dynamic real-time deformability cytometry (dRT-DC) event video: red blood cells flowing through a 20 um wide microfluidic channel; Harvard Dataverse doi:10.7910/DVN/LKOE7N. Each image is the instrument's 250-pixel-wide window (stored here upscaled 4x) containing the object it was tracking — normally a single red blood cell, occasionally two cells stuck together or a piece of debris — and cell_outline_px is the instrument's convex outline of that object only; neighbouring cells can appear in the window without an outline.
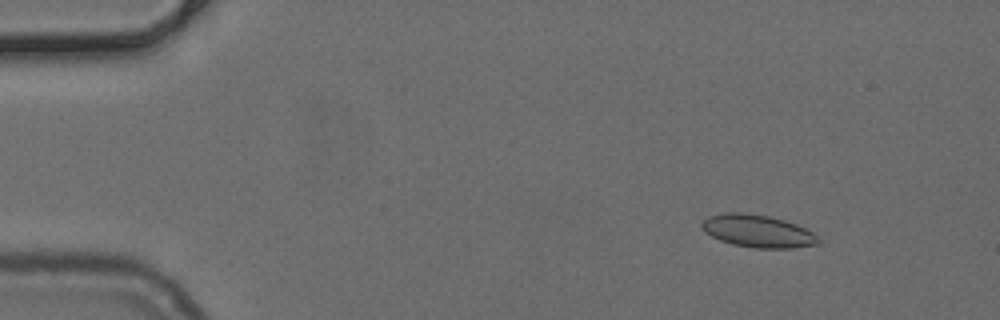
{"species": "common noctule bat (a hibernating species)", "species_latin": "Nyctalus noctula", "temperature_condition": "cold", "stored_images_in_passage": 51, "camera_frame_rate_fps": 3000, "um_per_image_px": 0.085, "animal": {"sex": "female", "body_mass_g": 24.6, "forearm_length_mm": 56.2}, "frame": {"image": 1, "passage_image": 6, "time_ms": 1.667, "image_size_px": [1000, 320], "cell_outline_px": [[820, 244], [792, 248], [756, 248], [732, 244], [720, 240], [704, 232], [700, 228], [700, 224], [708, 216], [724, 212], [744, 212], [768, 216], [784, 220], [796, 224], [812, 232], [820, 240]], "centroid_in_image_um": [64.37, 19.64], "position_along_channel_um": 20.6, "area_um2": 22.2}}
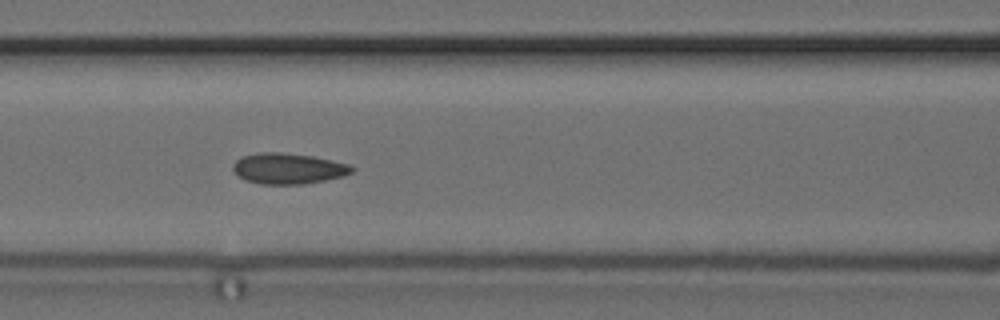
{"frame": {"image": 2, "passage_image": 22, "time_ms": 7.0, "image_size_px": [1000, 320], "cell_outline_px": [[356, 168], [352, 172], [344, 176], [304, 184], [260, 184], [244, 180], [232, 168], [232, 164], [236, 160], [244, 156], [260, 152], [280, 152], [312, 156], [348, 164]], "centroid_in_image_um": [24.5, 14.33], "position_along_channel_um": 142.1, "area_um2": 21.21}}
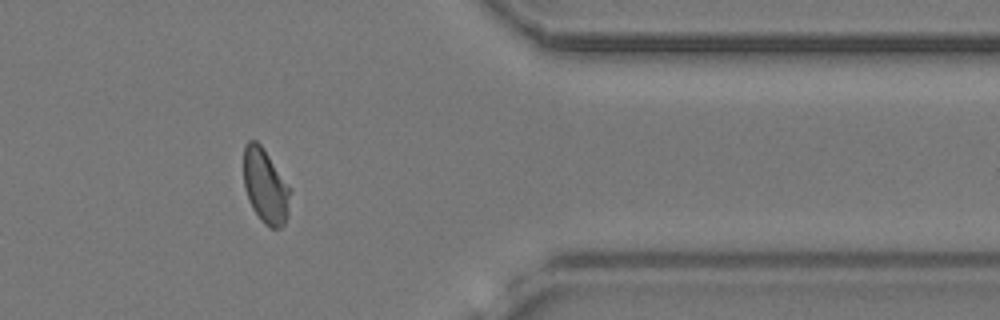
{"frame": {"image": 3, "passage_image": 42, "time_ms": 13.667, "image_size_px": [1000, 320], "cell_outline_px": [[292, 188], [288, 216], [284, 224], [280, 228], [272, 228], [264, 224], [260, 220], [252, 208], [248, 200], [244, 188], [244, 144], [248, 140], [256, 140], [260, 144]], "centroid_in_image_um": [22.58, 15.84], "position_along_channel_um": 388.8, "area_um2": 20.58}}